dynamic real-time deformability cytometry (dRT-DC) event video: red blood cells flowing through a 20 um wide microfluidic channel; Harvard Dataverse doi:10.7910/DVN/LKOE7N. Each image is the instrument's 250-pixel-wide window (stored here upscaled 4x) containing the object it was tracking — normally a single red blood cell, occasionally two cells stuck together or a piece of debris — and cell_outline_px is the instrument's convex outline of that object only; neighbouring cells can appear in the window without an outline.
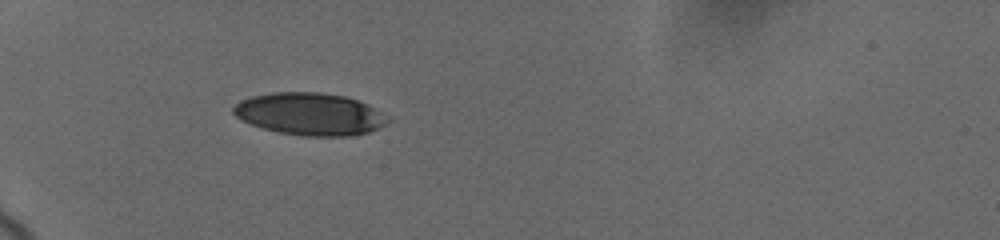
{"species": "human", "species_latin": "Homo sapiens", "temperature_condition": "cold", "stored_images_in_passage": 8, "camera_frame_rate_fps": 3000, "um_per_image_px": 0.085, "donor": {"sex": "female"}, "frame": {"image": 1, "passage_image": 5, "time_ms": 1.667, "image_size_px": [1000, 240], "cell_outline_px": [[392, 120], [388, 124], [368, 132], [352, 136], [304, 136], [280, 132], [264, 128], [240, 120], [232, 112], [232, 108], [240, 100], [252, 96], [272, 92], [320, 92], [344, 96], [368, 104], [388, 116]], "centroid_in_image_um": [26.36, 9.69], "position_along_channel_um": 58.6, "area_um2": 38.21}}
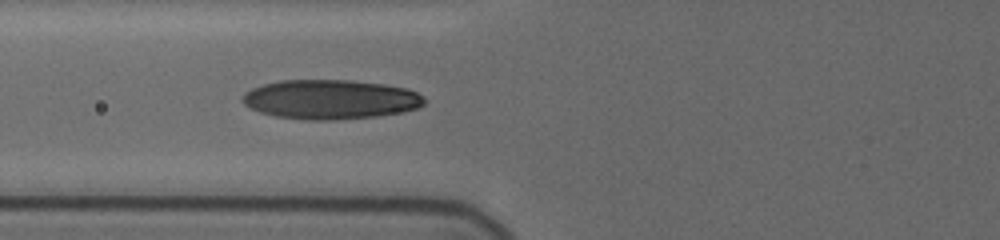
{"frame": {"image": 2, "passage_image": 8, "time_ms": 3.333, "image_size_px": [1000, 240], "cell_outline_px": [[424, 104], [416, 108], [404, 112], [376, 116], [328, 120], [312, 120], [276, 116], [260, 112], [244, 104], [244, 92], [252, 88], [264, 84], [280, 80], [348, 80], [384, 84], [408, 88], [424, 96]], "centroid_in_image_um": [28.11, 8.44], "position_along_channel_um": 97.7, "area_um2": 41.56}}